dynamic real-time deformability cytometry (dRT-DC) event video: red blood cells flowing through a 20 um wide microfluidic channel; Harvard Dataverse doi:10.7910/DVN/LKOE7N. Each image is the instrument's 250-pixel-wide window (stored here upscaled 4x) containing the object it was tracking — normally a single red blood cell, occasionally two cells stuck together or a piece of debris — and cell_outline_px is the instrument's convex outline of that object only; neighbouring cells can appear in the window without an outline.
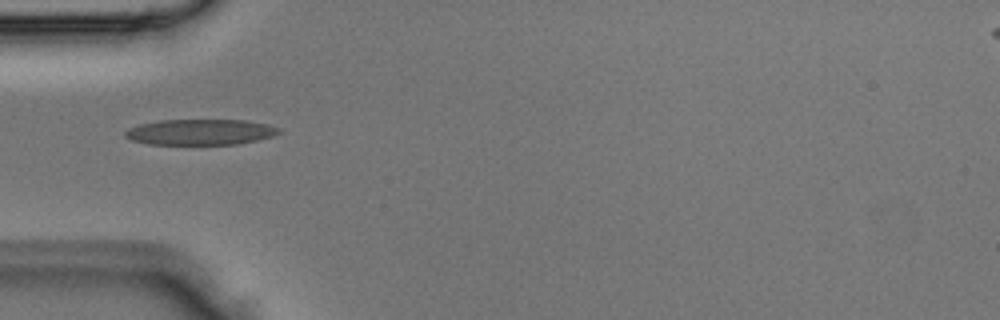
{"species": "Egyptian fruit bat (a non-hibernating species)", "species_latin": "Rousettus aegyptiacus", "temperature_condition": "room temperature", "stored_images_in_passage": 1, "camera_frame_rate_fps": 3000, "um_per_image_px": 0.085, "animal": {"sex": "male"}, "frame": {"image": 1, "passage_image": 1, "time_ms": 0.0, "image_size_px": [1000, 320], "cell_outline_px": [[284, 132], [272, 136], [256, 140], [236, 144], [148, 144], [132, 140], [124, 136], [124, 132], [128, 128], [140, 124], [160, 120], [244, 120], [268, 124], [280, 128]], "centroid_in_image_um": [17.04, 11.22], "position_along_channel_um": 68.0, "area_um2": 23.06}}